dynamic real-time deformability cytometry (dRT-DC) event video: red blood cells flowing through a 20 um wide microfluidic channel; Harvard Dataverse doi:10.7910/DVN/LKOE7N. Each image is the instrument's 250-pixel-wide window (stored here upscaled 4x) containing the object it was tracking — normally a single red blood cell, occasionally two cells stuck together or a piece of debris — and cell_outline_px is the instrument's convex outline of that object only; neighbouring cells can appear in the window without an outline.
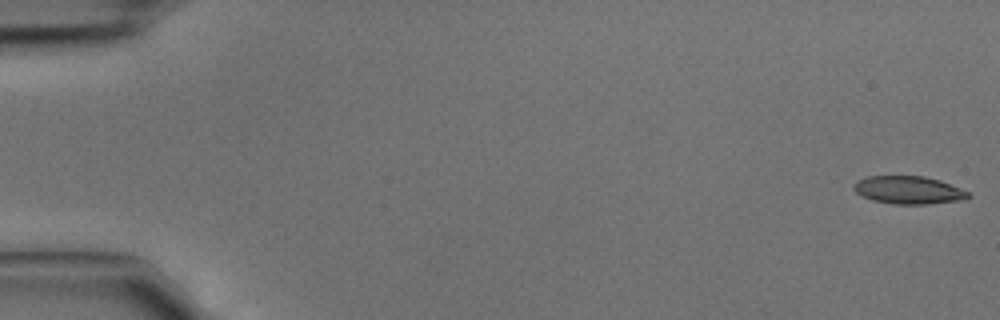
{"species": "common noctule bat (a hibernating species)", "species_latin": "Nyctalus noctula", "temperature_condition": "cold", "stored_images_in_passage": 45, "camera_frame_rate_fps": 3000, "um_per_image_px": 0.085, "animal": {"sex": "male", "body_mass_g": 15.6}, "frame": {"image": 1, "passage_image": 1, "time_ms": 0.0, "image_size_px": [1000, 320], "cell_outline_px": [[972, 196], [964, 200], [928, 204], [896, 204], [872, 200], [856, 192], [852, 188], [852, 184], [868, 176], [924, 176], [940, 180], [968, 192]], "centroid_in_image_um": [77.24, 16.16], "position_along_channel_um": 7.8, "area_um2": 18.5}}
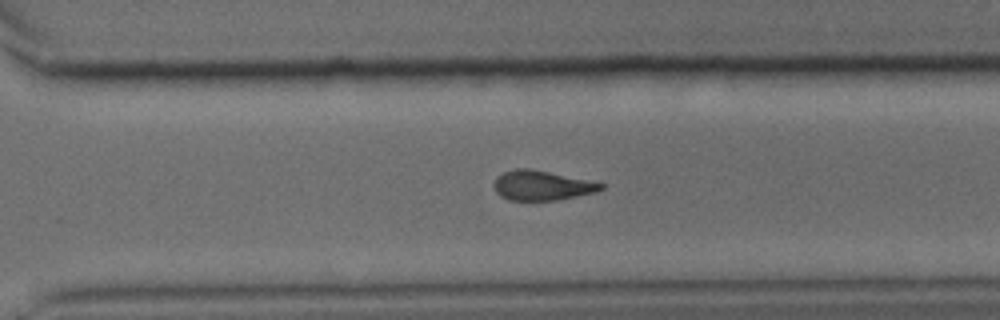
{"frame": {"image": 2, "passage_image": 32, "time_ms": 10.333, "image_size_px": [1000, 320], "cell_outline_px": [[604, 188], [596, 192], [560, 200], [508, 200], [500, 196], [496, 192], [492, 184], [496, 176], [504, 172], [524, 168], [528, 168], [548, 172], [604, 184]], "centroid_in_image_um": [46.01, 15.78], "position_along_channel_um": 324.6, "area_um2": 18.32}}
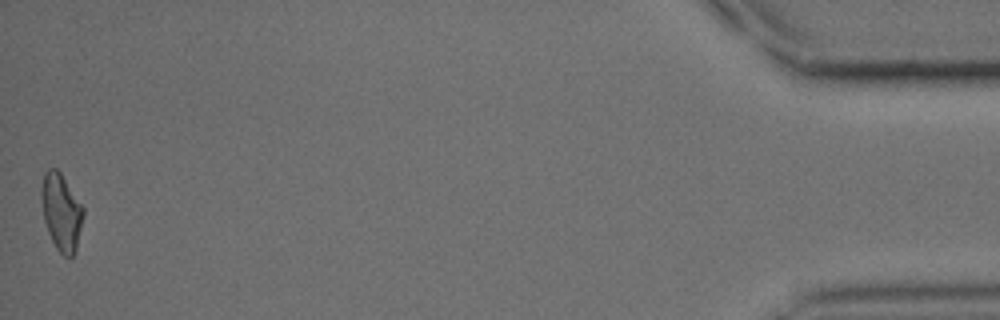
{"frame": {"image": 3, "passage_image": 45, "time_ms": 14.667, "image_size_px": [1000, 320], "cell_outline_px": [[84, 216], [76, 248], [72, 256], [68, 260], [56, 248], [48, 232], [44, 220], [40, 196], [40, 192], [44, 172], [48, 168], [56, 168], [60, 172], [84, 208]], "centroid_in_image_um": [5.2, 18.02], "position_along_channel_um": 430.0, "area_um2": 18.84}}